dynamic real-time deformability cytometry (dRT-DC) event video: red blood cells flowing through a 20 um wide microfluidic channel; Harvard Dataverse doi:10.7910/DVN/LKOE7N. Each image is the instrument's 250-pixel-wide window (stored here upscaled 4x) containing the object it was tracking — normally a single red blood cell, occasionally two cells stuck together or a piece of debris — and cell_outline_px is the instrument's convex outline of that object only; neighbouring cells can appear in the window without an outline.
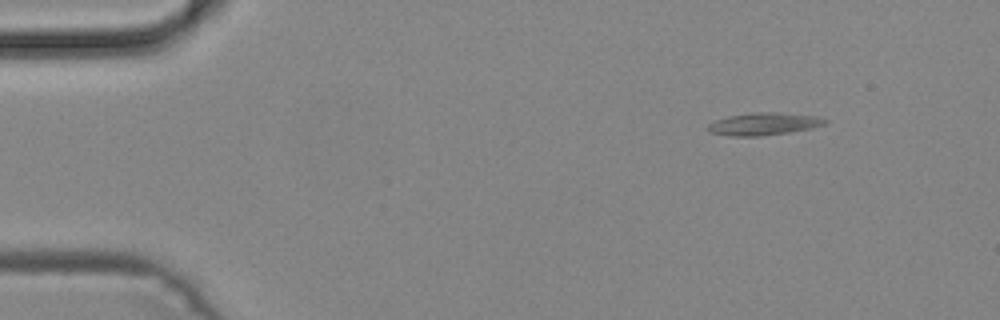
{"species": "common noctule bat (a hibernating species)", "species_latin": "Nyctalus noctula", "temperature_condition": "cold", "stored_images_in_passage": 44, "camera_frame_rate_fps": 3000, "um_per_image_px": 0.085, "animal": {"sex": "male", "body_mass_g": 19.2, "forearm_length_mm": 51.8}, "frame": {"image": 1, "passage_image": 1, "time_ms": 0.0, "image_size_px": [1000, 320], "cell_outline_px": [[828, 120], [824, 124], [812, 128], [788, 132], [760, 136], [732, 136], [708, 132], [708, 124], [716, 120], [728, 116], [752, 112], [772, 112], [816, 116]], "centroid_in_image_um": [64.89, 10.53], "position_along_channel_um": 20.1, "area_um2": 15.14}}
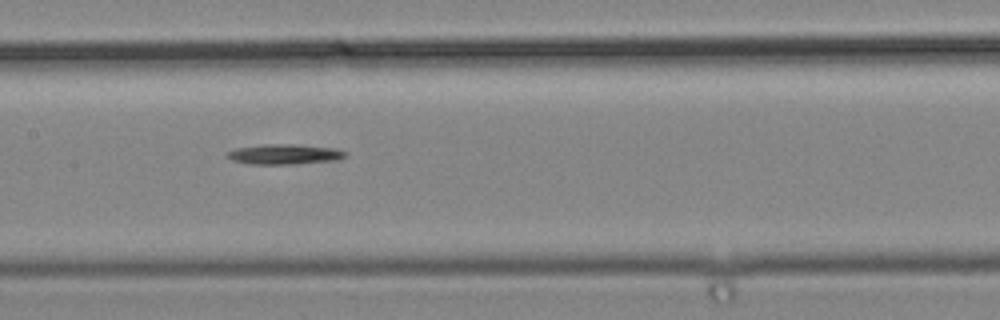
{"frame": {"image": 2, "passage_image": 19, "time_ms": 6.0, "image_size_px": [1000, 320], "cell_outline_px": [[348, 152], [344, 156], [336, 160], [292, 164], [248, 164], [232, 160], [228, 156], [228, 152], [236, 148], [260, 144], [288, 144], [336, 148]], "centroid_in_image_um": [24.17, 13.11], "position_along_channel_um": 183.2, "area_um2": 13.76}}
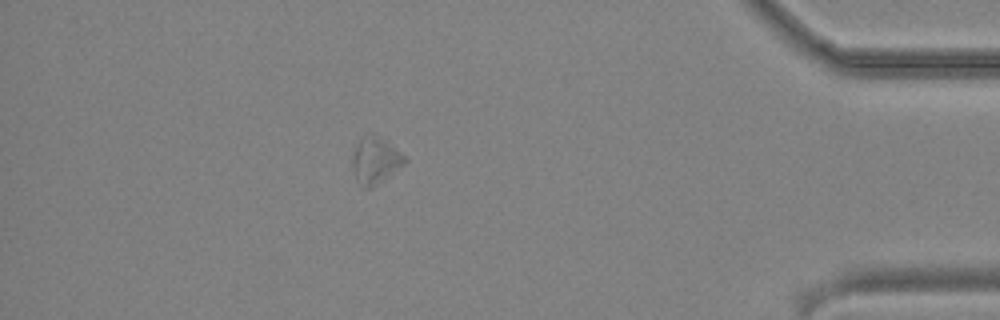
{"frame": {"image": 3, "passage_image": 38, "time_ms": 12.333, "image_size_px": [1000, 320], "cell_outline_px": [[408, 160], [404, 164], [384, 180], [372, 188], [364, 188], [356, 180], [352, 168], [352, 160], [356, 144], [364, 136], [372, 132], [400, 152]], "centroid_in_image_um": [31.88, 13.66], "position_along_channel_um": 403.3, "area_um2": 14.05}}